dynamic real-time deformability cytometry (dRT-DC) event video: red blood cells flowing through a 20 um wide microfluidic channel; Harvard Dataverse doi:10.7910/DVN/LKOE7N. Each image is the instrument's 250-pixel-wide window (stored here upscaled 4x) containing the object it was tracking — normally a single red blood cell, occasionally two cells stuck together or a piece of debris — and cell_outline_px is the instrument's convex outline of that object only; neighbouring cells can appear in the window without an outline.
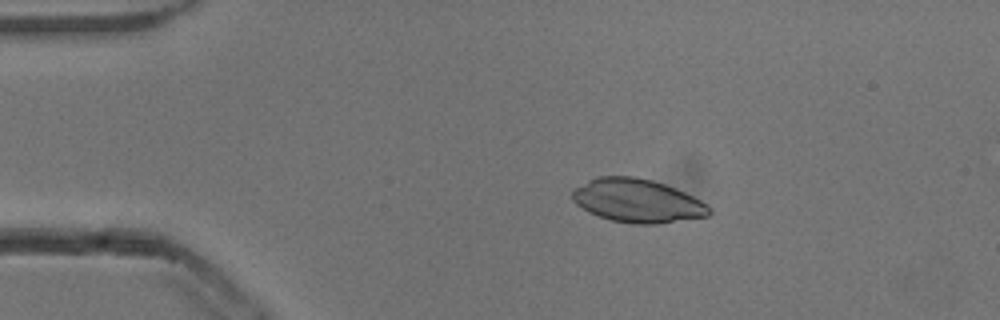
{"species": "common noctule bat (a hibernating species)", "species_latin": "Nyctalus noctula", "temperature_condition": "cold", "stored_images_in_passage": 51, "camera_frame_rate_fps": 3000, "um_per_image_px": 0.085, "animal": {"sex": "male", "body_mass_g": 13.3}, "frame": {"image": 1, "passage_image": 8, "time_ms": 2.333, "image_size_px": [1000, 320], "cell_outline_px": [[712, 212], [708, 216], [660, 224], [632, 224], [612, 220], [588, 212], [576, 204], [572, 200], [572, 188], [596, 176], [632, 176], [652, 180], [676, 188], [708, 204], [712, 208]], "centroid_in_image_um": [54.17, 17.06], "position_along_channel_um": 30.8, "area_um2": 34.97}}
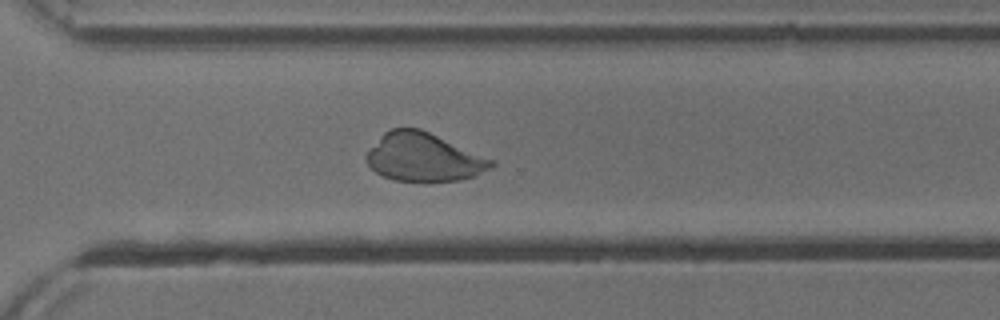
{"frame": {"image": 2, "passage_image": 36, "time_ms": 11.667, "image_size_px": [1000, 320], "cell_outline_px": [[496, 164], [492, 168], [476, 176], [460, 180], [396, 180], [384, 176], [376, 172], [368, 164], [364, 156], [368, 148], [384, 132], [392, 128], [420, 128], [496, 160]], "centroid_in_image_um": [36.03, 13.34], "position_along_channel_um": 334.6, "area_um2": 35.26}}
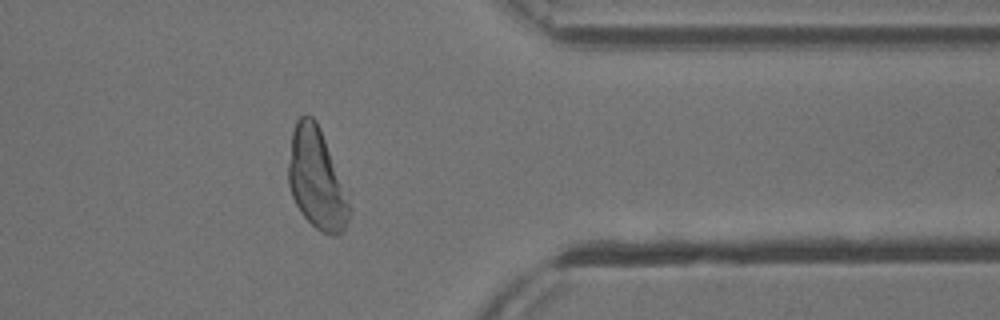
{"frame": {"image": 3, "passage_image": 41, "time_ms": 13.333, "image_size_px": [1000, 320], "cell_outline_px": [[352, 212], [344, 228], [336, 236], [332, 236], [320, 232], [300, 212], [292, 196], [288, 184], [288, 164], [292, 132], [296, 120], [304, 112], [312, 116], [316, 120], [320, 128], [348, 192], [352, 208]], "centroid_in_image_um": [26.93, 15.21], "position_along_channel_um": 384.5, "area_um2": 36.24}}